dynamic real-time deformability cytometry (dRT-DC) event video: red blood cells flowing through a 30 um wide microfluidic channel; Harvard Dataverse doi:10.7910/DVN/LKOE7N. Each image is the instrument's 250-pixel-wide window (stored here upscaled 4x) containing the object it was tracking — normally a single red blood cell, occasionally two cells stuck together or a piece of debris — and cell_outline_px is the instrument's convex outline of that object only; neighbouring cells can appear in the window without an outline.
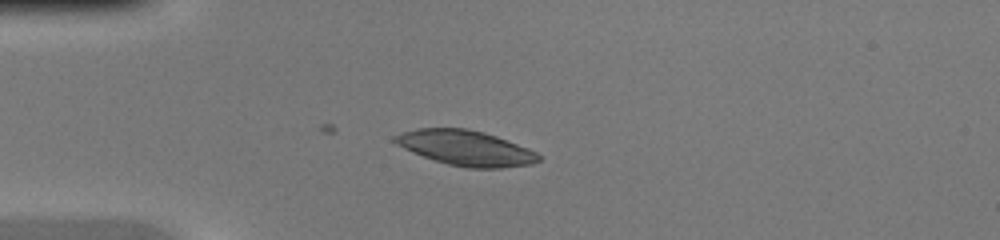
{"species": "common noctule bat (a hibernating species)", "species_latin": "Nyctalus noctula", "temperature_condition": "warm", "stored_images_in_passage": 44, "camera_frame_rate_fps": 3000, "um_per_image_px": 0.085, "animal": {"sex": "female", "body_mass_g": 20.0, "forearm_length_mm": 54.0}, "frame": {"image": 1, "passage_image": 11, "time_ms": 3.333, "image_size_px": [1000, 240], "cell_outline_px": [[540, 160], [532, 164], [500, 168], [464, 168], [448, 164], [412, 152], [396, 144], [392, 140], [392, 136], [416, 128], [468, 128], [484, 132], [496, 136], [528, 148], [536, 152], [540, 156]], "centroid_in_image_um": [39.58, 12.57], "position_along_channel_um": 45.4, "area_um2": 29.36}}
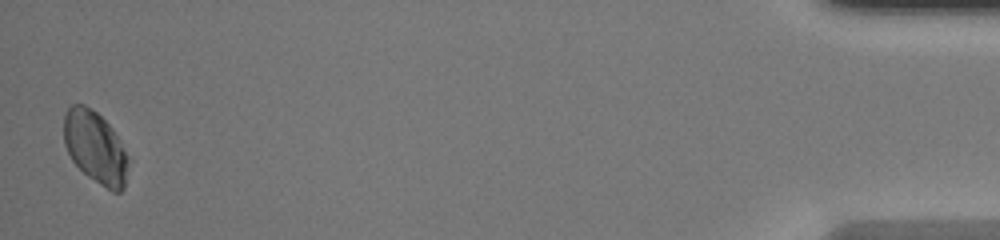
{"frame": {"image": 2, "passage_image": 44, "time_ms": 14.333, "image_size_px": [1000, 240], "cell_outline_px": [[128, 160], [124, 188], [120, 192], [112, 192], [88, 176], [72, 160], [64, 144], [64, 116], [68, 108], [72, 104], [84, 104], [92, 108], [112, 128], [120, 140]], "centroid_in_image_um": [8.09, 12.51], "position_along_channel_um": 427.1, "area_um2": 26.82}}